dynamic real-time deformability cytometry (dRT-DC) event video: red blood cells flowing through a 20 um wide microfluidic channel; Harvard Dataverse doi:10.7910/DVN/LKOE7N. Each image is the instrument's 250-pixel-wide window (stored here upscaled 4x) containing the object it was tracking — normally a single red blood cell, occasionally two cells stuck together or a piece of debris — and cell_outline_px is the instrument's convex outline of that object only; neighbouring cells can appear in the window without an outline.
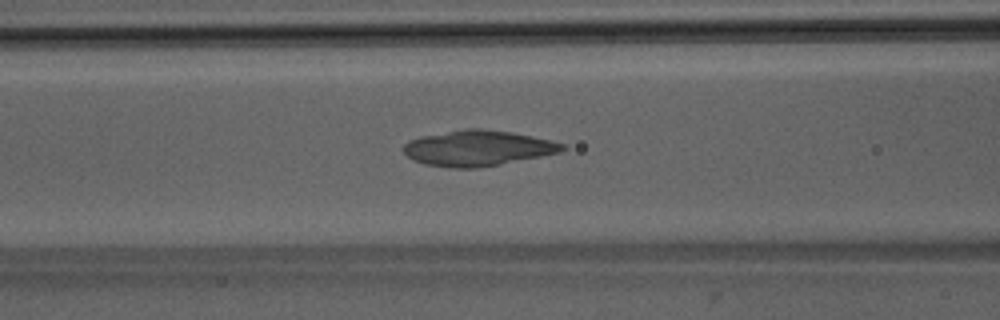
{"species": "Egyptian fruit bat (a non-hibernating species)", "species_latin": "Rousettus aegyptiacus", "temperature_condition": "room temperature", "stored_images_in_passage": 50, "camera_frame_rate_fps": 3000, "um_per_image_px": 0.085, "animal": {"sex": "male"}, "frame": {"image": 1, "passage_image": 20, "time_ms": 6.333, "image_size_px": [1000, 320], "cell_outline_px": [[568, 148], [560, 152], [500, 164], [476, 168], [452, 168], [424, 164], [412, 160], [404, 152], [404, 144], [408, 140], [420, 136], [464, 128], [480, 128], [512, 132], [532, 136], [564, 144]], "centroid_in_image_um": [40.57, 12.58], "position_along_channel_um": 126.0, "area_um2": 32.89}}
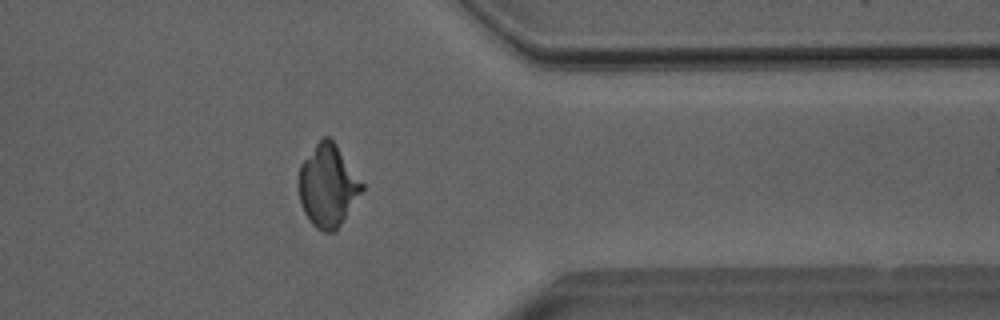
{"frame": {"image": 2, "passage_image": 40, "time_ms": 13.0, "image_size_px": [1000, 320], "cell_outline_px": [[364, 188], [340, 224], [332, 232], [324, 232], [316, 228], [312, 224], [304, 212], [300, 200], [300, 164], [316, 144], [324, 136], [328, 136], [336, 144], [364, 184]], "centroid_in_image_um": [27.87, 15.78], "position_along_channel_um": 383.5, "area_um2": 29.59}}
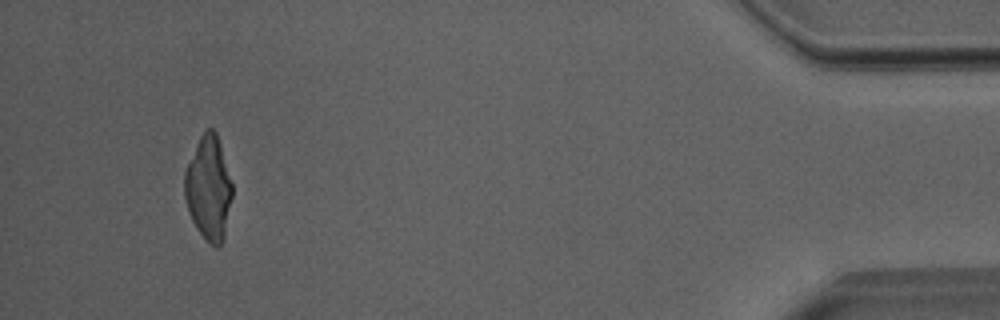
{"frame": {"image": 3, "passage_image": 47, "time_ms": 15.333, "image_size_px": [1000, 320], "cell_outline_px": [[232, 196], [224, 236], [220, 244], [216, 248], [208, 244], [196, 228], [188, 212], [184, 196], [184, 172], [200, 136], [208, 128], [212, 128], [216, 132], [220, 144], [232, 184]], "centroid_in_image_um": [17.71, 16.02], "position_along_channel_um": 417.5, "area_um2": 28.73}}